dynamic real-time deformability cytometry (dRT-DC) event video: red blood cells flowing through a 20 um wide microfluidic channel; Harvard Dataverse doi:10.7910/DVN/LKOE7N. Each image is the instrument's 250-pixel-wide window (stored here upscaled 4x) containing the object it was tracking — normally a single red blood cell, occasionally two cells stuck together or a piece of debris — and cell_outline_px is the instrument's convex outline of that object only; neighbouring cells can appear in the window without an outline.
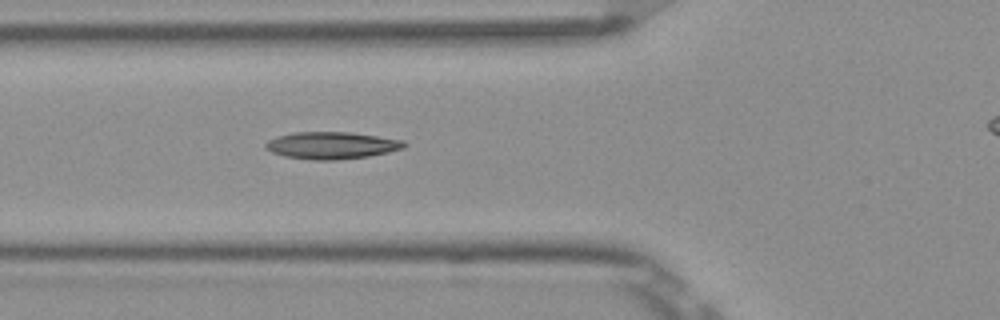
{"species": "Egyptian fruit bat (a non-hibernating species)", "species_latin": "Rousettus aegyptiacus", "temperature_condition": "room temperature", "stored_images_in_passage": 7, "segment_of_instrument_passage": [1, 2], "camera_frame_rate_fps": 3000, "um_per_image_px": 0.085, "frame": {"image": 1, "passage_image": 6, "time_ms": 1.667, "image_size_px": [1000, 320], "cell_outline_px": [[408, 144], [404, 148], [388, 152], [368, 156], [336, 160], [312, 160], [284, 156], [272, 152], [264, 148], [264, 144], [268, 140], [276, 136], [292, 132], [348, 132], [404, 140]], "centroid_in_image_um": [28.16, 12.36], "position_along_channel_um": 97.6, "area_um2": 21.96}}